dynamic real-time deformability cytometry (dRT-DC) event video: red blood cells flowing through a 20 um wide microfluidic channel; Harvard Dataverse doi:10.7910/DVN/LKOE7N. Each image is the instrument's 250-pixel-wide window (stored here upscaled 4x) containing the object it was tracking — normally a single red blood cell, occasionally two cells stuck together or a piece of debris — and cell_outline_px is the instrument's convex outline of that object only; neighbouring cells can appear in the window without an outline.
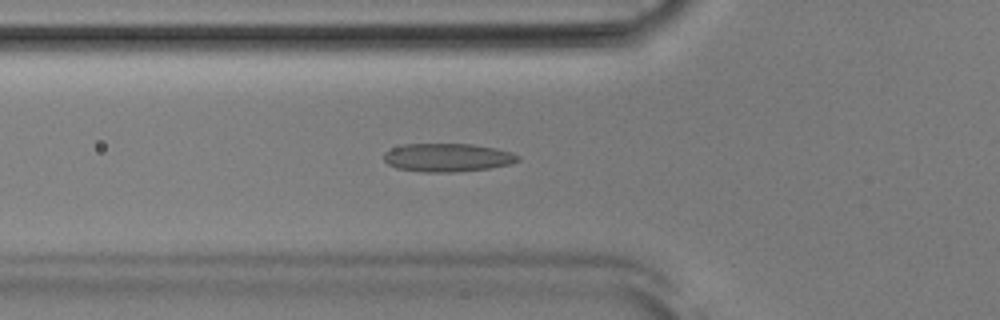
{"species": "Egyptian fruit bat (a non-hibernating species)", "species_latin": "Rousettus aegyptiacus", "temperature_condition": "room temperature", "stored_images_in_passage": 34, "camera_frame_rate_fps": 3000, "um_per_image_px": 0.085, "animal": {"sex": "male"}, "frame": {"image": 1, "passage_image": 6, "time_ms": 1.667, "image_size_px": [1000, 320], "cell_outline_px": [[520, 160], [508, 164], [488, 168], [456, 172], [424, 172], [396, 168], [388, 164], [384, 160], [384, 152], [392, 148], [404, 144], [472, 144], [496, 148], [512, 152], [520, 156]], "centroid_in_image_um": [38.03, 13.39], "position_along_channel_um": 87.8, "area_um2": 22.14}}
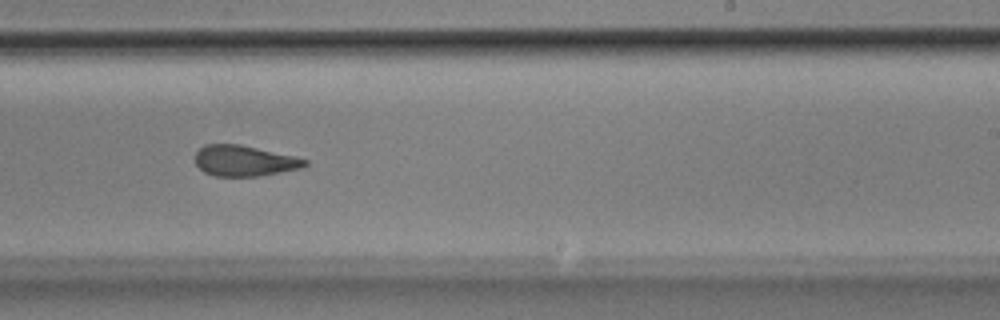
{"frame": {"image": 2, "passage_image": 20, "time_ms": 6.333, "image_size_px": [1000, 320], "cell_outline_px": [[308, 164], [300, 168], [256, 176], [216, 176], [204, 172], [196, 164], [196, 152], [204, 144], [240, 144], [292, 156], [308, 160]], "centroid_in_image_um": [20.73, 13.66], "position_along_channel_um": 268.3, "area_um2": 19.31}}
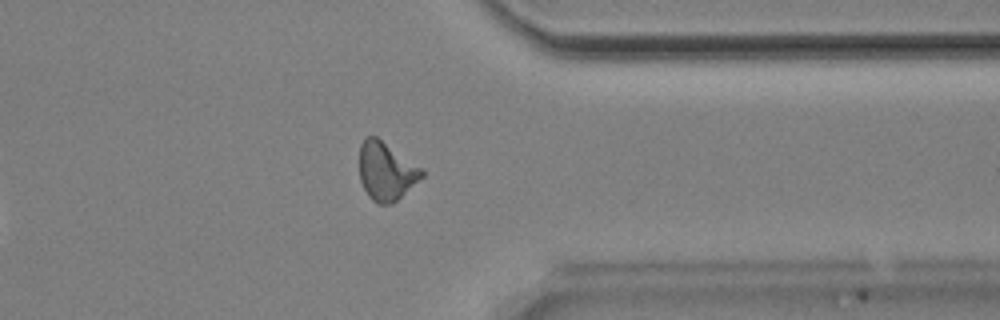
{"frame": {"image": 3, "passage_image": 29, "time_ms": 9.333, "image_size_px": [1000, 320], "cell_outline_px": [[424, 176], [392, 204], [380, 204], [372, 200], [368, 196], [360, 180], [360, 144], [368, 136], [376, 136], [420, 168], [424, 172]], "centroid_in_image_um": [32.8, 14.57], "position_along_channel_um": 378.6, "area_um2": 20.69}, "authors_computed_cell_mechanics": {"area_um2": 20.6346, "velocity_mm_per_s": 3.8626, "shape_relaxation_time_tau1_ms": null, "shape_relaxation_time_tau2_ms": 2.5701, "deformation_change_tau1": null, "deformation_change_tau2": 0.1083}}